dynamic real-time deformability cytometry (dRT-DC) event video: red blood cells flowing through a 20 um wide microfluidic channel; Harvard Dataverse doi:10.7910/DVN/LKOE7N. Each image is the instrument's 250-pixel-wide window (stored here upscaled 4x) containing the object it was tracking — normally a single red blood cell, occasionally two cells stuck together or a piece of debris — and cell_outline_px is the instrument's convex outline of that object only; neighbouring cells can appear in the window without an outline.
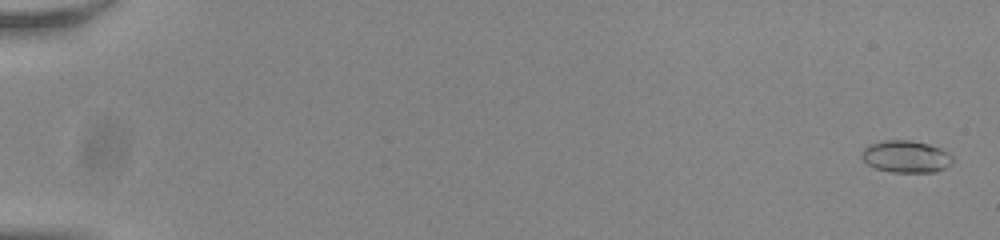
{"species": "common noctule bat (a hibernating species)", "species_latin": "Nyctalus noctula", "temperature_condition": "room temperature", "stored_images_in_passage": 56, "camera_frame_rate_fps": 3000, "um_per_image_px": 0.085, "animal": {"sex": "male", "body_mass_g": 20.0, "forearm_length_mm": 53.3}, "frame": {"image": 1, "passage_image": 2, "time_ms": 0.333, "image_size_px": [1000, 240], "cell_outline_px": [[952, 164], [936, 172], [892, 172], [876, 168], [868, 164], [860, 156], [860, 152], [868, 144], [884, 140], [912, 140], [928, 144], [940, 148], [948, 152], [952, 156]], "centroid_in_image_um": [76.99, 13.3], "position_along_channel_um": 8.0, "area_um2": 17.11}}
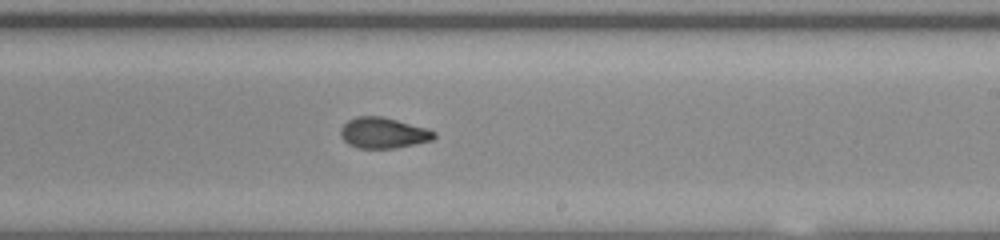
{"frame": {"image": 2, "passage_image": 36, "time_ms": 11.667, "image_size_px": [1000, 240], "cell_outline_px": [[436, 136], [432, 140], [396, 148], [356, 148], [348, 144], [340, 136], [340, 128], [348, 120], [356, 116], [384, 116], [424, 128], [436, 132]], "centroid_in_image_um": [32.54, 11.29], "position_along_channel_um": 256.5, "area_um2": 16.76}}
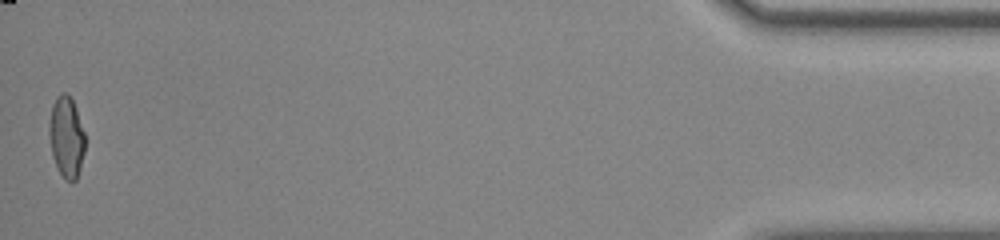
{"frame": {"image": 3, "passage_image": 56, "time_ms": 18.333, "image_size_px": [1000, 240], "cell_outline_px": [[84, 152], [80, 168], [76, 180], [64, 180], [52, 156], [48, 132], [48, 124], [52, 104], [56, 96], [64, 92], [72, 100], [76, 108], [84, 132]], "centroid_in_image_um": [5.62, 11.63], "position_along_channel_um": 429.6, "area_um2": 16.88}, "authors_computed_cell_mechanics": {"area_um2": 16.7042, "velocity_mm_per_s": 3.8183, "shape_relaxation_time_tau1_ms": 5.4931, "shape_relaxation_time_tau2_ms": 1.2639, "deformation_change_tau1": 0.1852, "deformation_change_tau2": 0.0669}}